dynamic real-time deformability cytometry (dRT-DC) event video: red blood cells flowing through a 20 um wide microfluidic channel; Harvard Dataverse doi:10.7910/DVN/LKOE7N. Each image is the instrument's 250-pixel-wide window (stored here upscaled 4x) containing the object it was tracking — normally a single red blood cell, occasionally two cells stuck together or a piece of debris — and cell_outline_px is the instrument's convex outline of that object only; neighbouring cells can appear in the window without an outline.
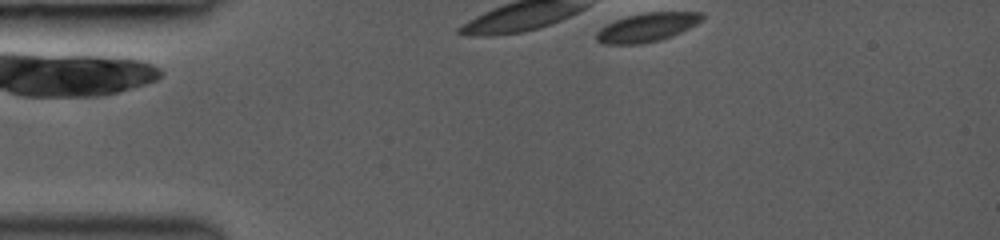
{"species": "common noctule bat (a hibernating species)", "species_latin": "Nyctalus noctula", "temperature_condition": "room temperature", "stored_images_in_passage": 1, "camera_frame_rate_fps": 3000, "um_per_image_px": 0.085, "animal": {"sex": "female", "body_mass_g": 19.0, "forearm_length_mm": 53.3}, "frame": {"image": 1, "passage_image": 1, "time_ms": 0.0, "image_size_px": [1000, 240], "cell_outline_px": [[704, 16], [696, 24], [672, 36], [660, 40], [640, 44], [604, 44], [596, 40], [596, 32], [600, 28], [616, 20], [628, 16], [648, 12], [704, 12]], "centroid_in_image_um": [54.99, 2.33], "position_along_channel_um": 30.0, "area_um2": 17.51}}